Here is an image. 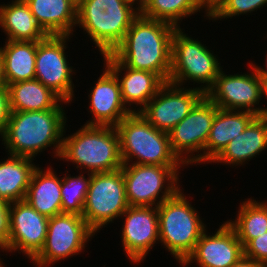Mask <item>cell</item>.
<instances>
[{
    "instance_id": "14",
    "label": "cell",
    "mask_w": 267,
    "mask_h": 267,
    "mask_svg": "<svg viewBox=\"0 0 267 267\" xmlns=\"http://www.w3.org/2000/svg\"><path fill=\"white\" fill-rule=\"evenodd\" d=\"M204 96L205 93L194 86L185 88L165 82L140 113L157 130L168 133Z\"/></svg>"
},
{
    "instance_id": "7",
    "label": "cell",
    "mask_w": 267,
    "mask_h": 267,
    "mask_svg": "<svg viewBox=\"0 0 267 267\" xmlns=\"http://www.w3.org/2000/svg\"><path fill=\"white\" fill-rule=\"evenodd\" d=\"M191 36L185 33L184 28H176L172 35L169 82L179 86L190 82L200 84L196 88L206 93L223 66L220 57L210 50L209 45Z\"/></svg>"
},
{
    "instance_id": "25",
    "label": "cell",
    "mask_w": 267,
    "mask_h": 267,
    "mask_svg": "<svg viewBox=\"0 0 267 267\" xmlns=\"http://www.w3.org/2000/svg\"><path fill=\"white\" fill-rule=\"evenodd\" d=\"M6 87L9 93L11 111L64 109V105L70 104L63 101L37 79L19 81Z\"/></svg>"
},
{
    "instance_id": "30",
    "label": "cell",
    "mask_w": 267,
    "mask_h": 267,
    "mask_svg": "<svg viewBox=\"0 0 267 267\" xmlns=\"http://www.w3.org/2000/svg\"><path fill=\"white\" fill-rule=\"evenodd\" d=\"M69 170L65 171V175L61 180V204L62 213L77 214L82 216L83 208L86 201L90 173L84 175V172H80L78 175L71 176Z\"/></svg>"
},
{
    "instance_id": "32",
    "label": "cell",
    "mask_w": 267,
    "mask_h": 267,
    "mask_svg": "<svg viewBox=\"0 0 267 267\" xmlns=\"http://www.w3.org/2000/svg\"><path fill=\"white\" fill-rule=\"evenodd\" d=\"M243 249L245 257L253 259L264 267L267 264V232L251 239Z\"/></svg>"
},
{
    "instance_id": "4",
    "label": "cell",
    "mask_w": 267,
    "mask_h": 267,
    "mask_svg": "<svg viewBox=\"0 0 267 267\" xmlns=\"http://www.w3.org/2000/svg\"><path fill=\"white\" fill-rule=\"evenodd\" d=\"M140 13L129 0H83L77 6V23L101 56L112 53L123 41Z\"/></svg>"
},
{
    "instance_id": "29",
    "label": "cell",
    "mask_w": 267,
    "mask_h": 267,
    "mask_svg": "<svg viewBox=\"0 0 267 267\" xmlns=\"http://www.w3.org/2000/svg\"><path fill=\"white\" fill-rule=\"evenodd\" d=\"M203 10L206 21L210 19V6L205 0H151L140 14L181 28L180 24L185 17L187 19Z\"/></svg>"
},
{
    "instance_id": "13",
    "label": "cell",
    "mask_w": 267,
    "mask_h": 267,
    "mask_svg": "<svg viewBox=\"0 0 267 267\" xmlns=\"http://www.w3.org/2000/svg\"><path fill=\"white\" fill-rule=\"evenodd\" d=\"M247 65L250 72L243 74H226L222 68L205 95L220 109L248 111L260 116L264 108L259 104L264 98V85L251 63Z\"/></svg>"
},
{
    "instance_id": "17",
    "label": "cell",
    "mask_w": 267,
    "mask_h": 267,
    "mask_svg": "<svg viewBox=\"0 0 267 267\" xmlns=\"http://www.w3.org/2000/svg\"><path fill=\"white\" fill-rule=\"evenodd\" d=\"M243 256L241 241L235 230L224 221L214 233H208L207 229L202 233L194 251L181 266L196 263L197 267H232Z\"/></svg>"
},
{
    "instance_id": "1",
    "label": "cell",
    "mask_w": 267,
    "mask_h": 267,
    "mask_svg": "<svg viewBox=\"0 0 267 267\" xmlns=\"http://www.w3.org/2000/svg\"><path fill=\"white\" fill-rule=\"evenodd\" d=\"M175 30L176 27L169 23L139 14L111 54L131 69L153 72L169 82Z\"/></svg>"
},
{
    "instance_id": "37",
    "label": "cell",
    "mask_w": 267,
    "mask_h": 267,
    "mask_svg": "<svg viewBox=\"0 0 267 267\" xmlns=\"http://www.w3.org/2000/svg\"><path fill=\"white\" fill-rule=\"evenodd\" d=\"M129 1L139 13H141L151 2V0H129Z\"/></svg>"
},
{
    "instance_id": "21",
    "label": "cell",
    "mask_w": 267,
    "mask_h": 267,
    "mask_svg": "<svg viewBox=\"0 0 267 267\" xmlns=\"http://www.w3.org/2000/svg\"><path fill=\"white\" fill-rule=\"evenodd\" d=\"M40 27L49 35H74L77 5L72 0H24Z\"/></svg>"
},
{
    "instance_id": "2",
    "label": "cell",
    "mask_w": 267,
    "mask_h": 267,
    "mask_svg": "<svg viewBox=\"0 0 267 267\" xmlns=\"http://www.w3.org/2000/svg\"><path fill=\"white\" fill-rule=\"evenodd\" d=\"M67 120L65 109L12 111L1 140L2 145L9 155L33 159L49 147L53 158L58 160L64 130L68 127Z\"/></svg>"
},
{
    "instance_id": "23",
    "label": "cell",
    "mask_w": 267,
    "mask_h": 267,
    "mask_svg": "<svg viewBox=\"0 0 267 267\" xmlns=\"http://www.w3.org/2000/svg\"><path fill=\"white\" fill-rule=\"evenodd\" d=\"M0 28L5 40L42 41L49 35L40 27L24 0L0 4Z\"/></svg>"
},
{
    "instance_id": "42",
    "label": "cell",
    "mask_w": 267,
    "mask_h": 267,
    "mask_svg": "<svg viewBox=\"0 0 267 267\" xmlns=\"http://www.w3.org/2000/svg\"><path fill=\"white\" fill-rule=\"evenodd\" d=\"M208 4H209V6L215 1V0H205Z\"/></svg>"
},
{
    "instance_id": "33",
    "label": "cell",
    "mask_w": 267,
    "mask_h": 267,
    "mask_svg": "<svg viewBox=\"0 0 267 267\" xmlns=\"http://www.w3.org/2000/svg\"><path fill=\"white\" fill-rule=\"evenodd\" d=\"M10 238V203L0 198V250Z\"/></svg>"
},
{
    "instance_id": "15",
    "label": "cell",
    "mask_w": 267,
    "mask_h": 267,
    "mask_svg": "<svg viewBox=\"0 0 267 267\" xmlns=\"http://www.w3.org/2000/svg\"><path fill=\"white\" fill-rule=\"evenodd\" d=\"M48 223L49 217L37 212L26 200L10 203V238L1 251L22 252L31 261L44 246Z\"/></svg>"
},
{
    "instance_id": "34",
    "label": "cell",
    "mask_w": 267,
    "mask_h": 267,
    "mask_svg": "<svg viewBox=\"0 0 267 267\" xmlns=\"http://www.w3.org/2000/svg\"><path fill=\"white\" fill-rule=\"evenodd\" d=\"M11 112L9 93L5 86L0 88V141L4 135Z\"/></svg>"
},
{
    "instance_id": "18",
    "label": "cell",
    "mask_w": 267,
    "mask_h": 267,
    "mask_svg": "<svg viewBox=\"0 0 267 267\" xmlns=\"http://www.w3.org/2000/svg\"><path fill=\"white\" fill-rule=\"evenodd\" d=\"M100 76L88 94V112L91 119L85 125L116 126L131 111L121 97L119 82L115 74L103 64ZM93 116V117H92Z\"/></svg>"
},
{
    "instance_id": "16",
    "label": "cell",
    "mask_w": 267,
    "mask_h": 267,
    "mask_svg": "<svg viewBox=\"0 0 267 267\" xmlns=\"http://www.w3.org/2000/svg\"><path fill=\"white\" fill-rule=\"evenodd\" d=\"M120 239L130 263L140 265L156 244H160L158 210L152 206H129L120 216Z\"/></svg>"
},
{
    "instance_id": "40",
    "label": "cell",
    "mask_w": 267,
    "mask_h": 267,
    "mask_svg": "<svg viewBox=\"0 0 267 267\" xmlns=\"http://www.w3.org/2000/svg\"><path fill=\"white\" fill-rule=\"evenodd\" d=\"M0 256H1V254H0ZM2 259H3V258L0 257V267L7 266V265L5 264V262H3Z\"/></svg>"
},
{
    "instance_id": "31",
    "label": "cell",
    "mask_w": 267,
    "mask_h": 267,
    "mask_svg": "<svg viewBox=\"0 0 267 267\" xmlns=\"http://www.w3.org/2000/svg\"><path fill=\"white\" fill-rule=\"evenodd\" d=\"M267 6V0H215L210 5V20L232 19L239 15L246 16Z\"/></svg>"
},
{
    "instance_id": "8",
    "label": "cell",
    "mask_w": 267,
    "mask_h": 267,
    "mask_svg": "<svg viewBox=\"0 0 267 267\" xmlns=\"http://www.w3.org/2000/svg\"><path fill=\"white\" fill-rule=\"evenodd\" d=\"M181 168L186 166L123 164L121 169L129 206L158 207L172 197L182 186Z\"/></svg>"
},
{
    "instance_id": "19",
    "label": "cell",
    "mask_w": 267,
    "mask_h": 267,
    "mask_svg": "<svg viewBox=\"0 0 267 267\" xmlns=\"http://www.w3.org/2000/svg\"><path fill=\"white\" fill-rule=\"evenodd\" d=\"M101 59L115 74L120 85L122 100L131 112H140L165 83L153 72L125 66L111 53L101 56Z\"/></svg>"
},
{
    "instance_id": "41",
    "label": "cell",
    "mask_w": 267,
    "mask_h": 267,
    "mask_svg": "<svg viewBox=\"0 0 267 267\" xmlns=\"http://www.w3.org/2000/svg\"><path fill=\"white\" fill-rule=\"evenodd\" d=\"M77 6L83 1V0H72Z\"/></svg>"
},
{
    "instance_id": "36",
    "label": "cell",
    "mask_w": 267,
    "mask_h": 267,
    "mask_svg": "<svg viewBox=\"0 0 267 267\" xmlns=\"http://www.w3.org/2000/svg\"><path fill=\"white\" fill-rule=\"evenodd\" d=\"M232 267H263L260 263L255 262L253 259H249L243 256Z\"/></svg>"
},
{
    "instance_id": "11",
    "label": "cell",
    "mask_w": 267,
    "mask_h": 267,
    "mask_svg": "<svg viewBox=\"0 0 267 267\" xmlns=\"http://www.w3.org/2000/svg\"><path fill=\"white\" fill-rule=\"evenodd\" d=\"M217 111L218 107L205 95L168 132L172 152L186 167L205 164V145Z\"/></svg>"
},
{
    "instance_id": "39",
    "label": "cell",
    "mask_w": 267,
    "mask_h": 267,
    "mask_svg": "<svg viewBox=\"0 0 267 267\" xmlns=\"http://www.w3.org/2000/svg\"><path fill=\"white\" fill-rule=\"evenodd\" d=\"M264 96H265L264 100L267 99V85L264 86ZM260 116H262V117L267 119V107L265 108V106H264Z\"/></svg>"
},
{
    "instance_id": "22",
    "label": "cell",
    "mask_w": 267,
    "mask_h": 267,
    "mask_svg": "<svg viewBox=\"0 0 267 267\" xmlns=\"http://www.w3.org/2000/svg\"><path fill=\"white\" fill-rule=\"evenodd\" d=\"M34 170L25 200L40 214L53 217L62 213L61 180L52 165ZM45 169V170H44Z\"/></svg>"
},
{
    "instance_id": "9",
    "label": "cell",
    "mask_w": 267,
    "mask_h": 267,
    "mask_svg": "<svg viewBox=\"0 0 267 267\" xmlns=\"http://www.w3.org/2000/svg\"><path fill=\"white\" fill-rule=\"evenodd\" d=\"M128 207L121 168L90 174L82 217L95 234L119 220Z\"/></svg>"
},
{
    "instance_id": "6",
    "label": "cell",
    "mask_w": 267,
    "mask_h": 267,
    "mask_svg": "<svg viewBox=\"0 0 267 267\" xmlns=\"http://www.w3.org/2000/svg\"><path fill=\"white\" fill-rule=\"evenodd\" d=\"M115 127L123 164L185 166L172 152L168 133L157 130L140 112H131Z\"/></svg>"
},
{
    "instance_id": "20",
    "label": "cell",
    "mask_w": 267,
    "mask_h": 267,
    "mask_svg": "<svg viewBox=\"0 0 267 267\" xmlns=\"http://www.w3.org/2000/svg\"><path fill=\"white\" fill-rule=\"evenodd\" d=\"M267 150V119L256 116L238 136L210 163L238 167L248 164L254 157ZM264 151V152H263ZM248 161V162H247Z\"/></svg>"
},
{
    "instance_id": "5",
    "label": "cell",
    "mask_w": 267,
    "mask_h": 267,
    "mask_svg": "<svg viewBox=\"0 0 267 267\" xmlns=\"http://www.w3.org/2000/svg\"><path fill=\"white\" fill-rule=\"evenodd\" d=\"M186 196L181 188L157 207L160 244L180 265L194 251L207 229L201 214Z\"/></svg>"
},
{
    "instance_id": "3",
    "label": "cell",
    "mask_w": 267,
    "mask_h": 267,
    "mask_svg": "<svg viewBox=\"0 0 267 267\" xmlns=\"http://www.w3.org/2000/svg\"><path fill=\"white\" fill-rule=\"evenodd\" d=\"M66 130L65 128L58 160L75 164L77 173L79 170L92 174L122 168L120 140L116 127L84 124L70 135L66 134Z\"/></svg>"
},
{
    "instance_id": "38",
    "label": "cell",
    "mask_w": 267,
    "mask_h": 267,
    "mask_svg": "<svg viewBox=\"0 0 267 267\" xmlns=\"http://www.w3.org/2000/svg\"><path fill=\"white\" fill-rule=\"evenodd\" d=\"M6 86L5 76H4V60L0 52V88Z\"/></svg>"
},
{
    "instance_id": "26",
    "label": "cell",
    "mask_w": 267,
    "mask_h": 267,
    "mask_svg": "<svg viewBox=\"0 0 267 267\" xmlns=\"http://www.w3.org/2000/svg\"><path fill=\"white\" fill-rule=\"evenodd\" d=\"M7 157L0 160V198L8 203L25 200L32 174L38 165L30 157L9 154Z\"/></svg>"
},
{
    "instance_id": "28",
    "label": "cell",
    "mask_w": 267,
    "mask_h": 267,
    "mask_svg": "<svg viewBox=\"0 0 267 267\" xmlns=\"http://www.w3.org/2000/svg\"><path fill=\"white\" fill-rule=\"evenodd\" d=\"M265 201H257L252 197L245 198L238 206V213L235 215V220H226L235 230L243 247L251 239L257 238L267 232V200Z\"/></svg>"
},
{
    "instance_id": "10",
    "label": "cell",
    "mask_w": 267,
    "mask_h": 267,
    "mask_svg": "<svg viewBox=\"0 0 267 267\" xmlns=\"http://www.w3.org/2000/svg\"><path fill=\"white\" fill-rule=\"evenodd\" d=\"M93 237L95 233L82 216L68 213L55 215L49 218L43 248L30 262L36 267H54L59 261L84 254L87 242Z\"/></svg>"
},
{
    "instance_id": "24",
    "label": "cell",
    "mask_w": 267,
    "mask_h": 267,
    "mask_svg": "<svg viewBox=\"0 0 267 267\" xmlns=\"http://www.w3.org/2000/svg\"><path fill=\"white\" fill-rule=\"evenodd\" d=\"M256 116L248 111L218 108L205 145V163H211L235 136L240 135L246 129Z\"/></svg>"
},
{
    "instance_id": "12",
    "label": "cell",
    "mask_w": 267,
    "mask_h": 267,
    "mask_svg": "<svg viewBox=\"0 0 267 267\" xmlns=\"http://www.w3.org/2000/svg\"><path fill=\"white\" fill-rule=\"evenodd\" d=\"M72 37L53 35L37 41L35 60V79L70 104L74 101L76 87L72 79L76 68L69 64L67 55V43Z\"/></svg>"
},
{
    "instance_id": "35",
    "label": "cell",
    "mask_w": 267,
    "mask_h": 267,
    "mask_svg": "<svg viewBox=\"0 0 267 267\" xmlns=\"http://www.w3.org/2000/svg\"><path fill=\"white\" fill-rule=\"evenodd\" d=\"M265 66L266 68L259 66L256 64V62H250L251 65L253 66V68L255 69L257 75L259 76V78L261 79V81L263 82V85L266 86L267 85V54L265 56Z\"/></svg>"
},
{
    "instance_id": "27",
    "label": "cell",
    "mask_w": 267,
    "mask_h": 267,
    "mask_svg": "<svg viewBox=\"0 0 267 267\" xmlns=\"http://www.w3.org/2000/svg\"><path fill=\"white\" fill-rule=\"evenodd\" d=\"M0 52L4 60L6 86L35 79L37 42L6 40Z\"/></svg>"
}]
</instances>
